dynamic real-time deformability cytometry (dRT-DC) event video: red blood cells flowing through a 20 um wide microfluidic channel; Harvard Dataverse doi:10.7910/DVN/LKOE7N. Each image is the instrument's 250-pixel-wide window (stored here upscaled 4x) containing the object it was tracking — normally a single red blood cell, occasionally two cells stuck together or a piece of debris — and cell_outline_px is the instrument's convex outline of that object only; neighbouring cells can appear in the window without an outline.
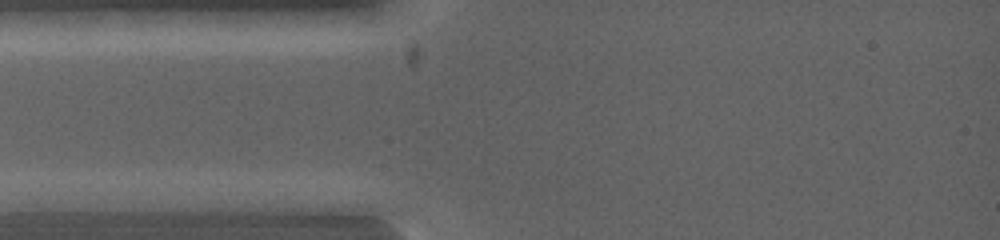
{"species": "common noctule bat (a hibernating species)", "species_latin": "Nyctalus noctula", "temperature_condition": "warm", "stored_images_in_passage": 3, "camera_frame_rate_fps": 5000, "um_per_image_px": 0.085, "animal": {"sex": "female", "body_mass_g": 19.0, "forearm_length_mm": 53.3}, "frame": {"image": 1, "passage_image": 2, "time_ms": 0.2, "image_size_px": [1000, 240], "cell_outline_px": [[108, 200], [96, 212], [16, 212], [16, 200], [96, 192]], "centroid_in_image_um": [5.34, 17.31], "position_along_channel_um": 79.7, "area_um2": 10.12}}